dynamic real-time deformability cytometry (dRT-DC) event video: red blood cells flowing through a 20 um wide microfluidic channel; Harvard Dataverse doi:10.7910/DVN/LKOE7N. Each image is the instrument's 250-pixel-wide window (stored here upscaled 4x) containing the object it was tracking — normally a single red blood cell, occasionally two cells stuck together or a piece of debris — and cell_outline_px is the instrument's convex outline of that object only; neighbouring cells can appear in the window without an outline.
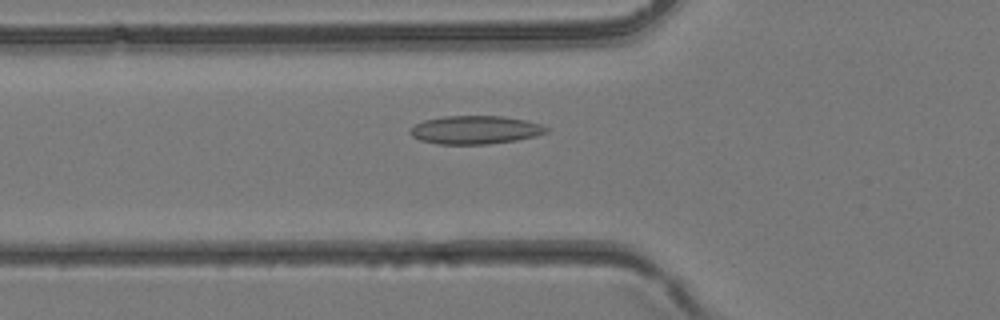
{"species": "common noctule bat (a hibernating species)", "species_latin": "Nyctalus noctula", "temperature_condition": "room temperature", "stored_images_in_passage": 36, "camera_frame_rate_fps": 3000, "um_per_image_px": 0.085, "animal": {"sex": "female", "body_mass_g": 24.6, "forearm_length_mm": 56.2}, "frame": {"image": 1, "passage_image": 10, "time_ms": 3.0, "image_size_px": [1000, 320], "cell_outline_px": [[548, 132], [536, 136], [516, 140], [488, 144], [436, 144], [420, 140], [412, 136], [408, 132], [408, 128], [424, 120], [444, 116], [500, 116], [524, 120], [540, 124], [548, 128]], "centroid_in_image_um": [40.35, 11.04], "position_along_channel_um": 85.4, "area_um2": 22.48}}
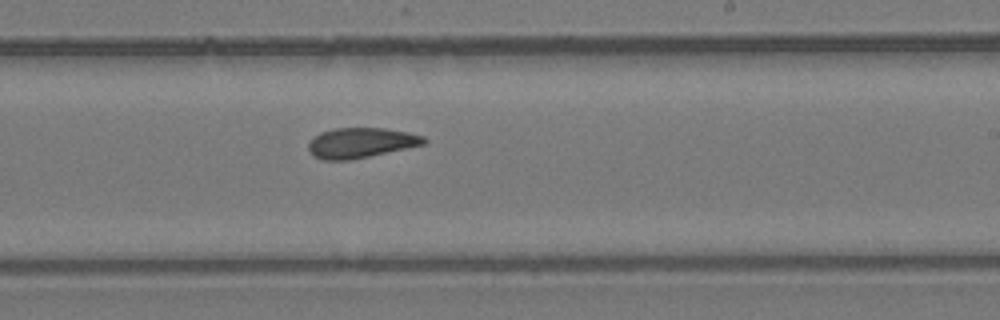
{"frame": {"image": 2, "passage_image": 20, "time_ms": 6.333, "image_size_px": [1000, 320], "cell_outline_px": [[428, 140], [424, 144], [368, 156], [348, 160], [320, 160], [312, 156], [308, 148], [308, 144], [320, 132], [336, 128], [384, 128], [408, 132], [424, 136]], "centroid_in_image_um": [30.65, 12.14], "position_along_channel_um": 258.3, "area_um2": 20.11}}
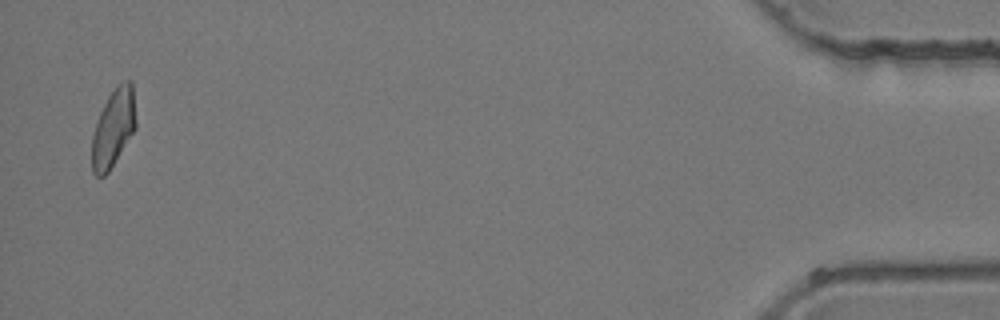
{"frame": {"image": 3, "passage_image": 35, "time_ms": 11.333, "image_size_px": [1000, 320], "cell_outline_px": [[136, 128], [108, 172], [104, 176], [96, 176], [92, 172], [92, 136], [100, 112], [108, 96], [120, 84], [128, 80], [132, 80], [136, 120]], "centroid_in_image_um": [9.64, 10.89], "position_along_channel_um": 425.6, "area_um2": 19.65}}